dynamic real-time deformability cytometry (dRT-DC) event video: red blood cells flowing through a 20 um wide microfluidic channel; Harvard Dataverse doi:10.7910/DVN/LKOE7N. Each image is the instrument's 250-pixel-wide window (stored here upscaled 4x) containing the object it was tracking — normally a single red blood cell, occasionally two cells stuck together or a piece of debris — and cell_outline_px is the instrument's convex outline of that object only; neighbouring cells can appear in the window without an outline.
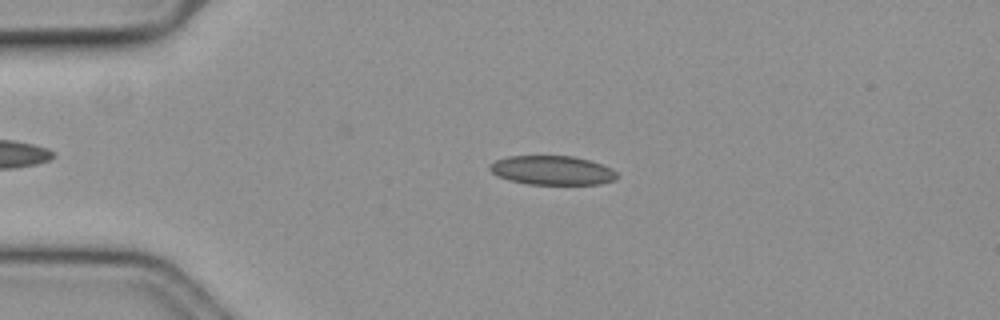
{"species": "common noctule bat (a hibernating species)", "species_latin": "Nyctalus noctula", "temperature_condition": "cold", "stored_images_in_passage": 51, "camera_frame_rate_fps": 3000, "um_per_image_px": 0.085, "animal": {"sex": "female", "body_mass_g": 19.3, "forearm_length_mm": 54.1}, "frame": {"image": 1, "passage_image": 13, "time_ms": 4.0, "image_size_px": [1000, 320], "cell_outline_px": [[620, 176], [616, 180], [600, 184], [528, 184], [508, 180], [492, 172], [488, 168], [496, 160], [508, 156], [572, 156], [588, 160], [612, 168]], "centroid_in_image_um": [46.98, 14.48], "position_along_channel_um": 38.0, "area_um2": 21.5}}
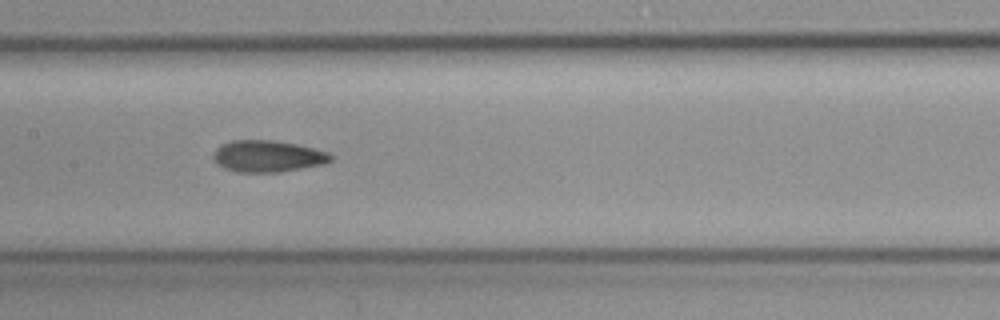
{"frame": {"image": 2, "passage_image": 28, "time_ms": 9.0, "image_size_px": [1000, 320], "cell_outline_px": [[332, 160], [324, 164], [280, 172], [236, 172], [224, 168], [216, 164], [212, 160], [212, 156], [216, 148], [220, 144], [232, 140], [272, 140], [296, 144], [328, 152], [332, 156]], "centroid_in_image_um": [22.7, 13.28], "position_along_channel_um": 184.7, "area_um2": 21.79}}
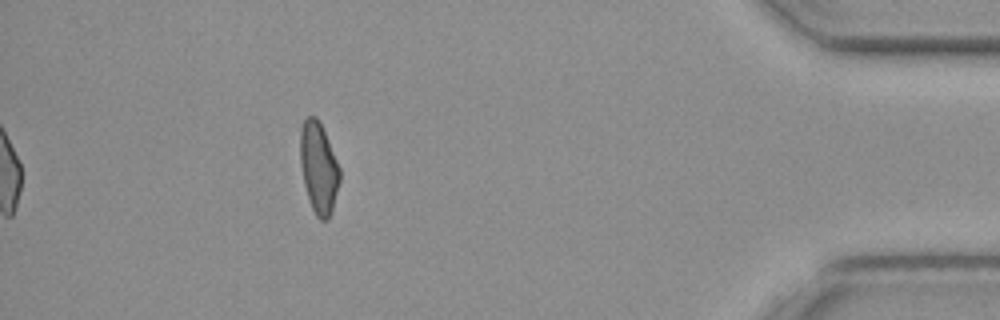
{"frame": {"image": 3, "passage_image": 51, "time_ms": 16.667, "image_size_px": [1000, 320], "cell_outline_px": [[340, 180], [332, 212], [328, 220], [320, 220], [316, 216], [312, 208], [304, 184], [300, 164], [300, 128], [304, 120], [308, 116], [316, 116], [324, 132], [340, 168]], "centroid_in_image_um": [27.08, 14.29], "position_along_channel_um": 408.1, "area_um2": 20.87}, "authors_computed_cell_mechanics": {"area_um2": 21.386, "velocity_mm_per_s": 3.6381, "shape_relaxation_time_tau1_ms": 9.2012, "shape_relaxation_time_tau2_ms": 2.7356, "deformation_change_tau1": 0.1715, "deformation_change_tau2": 0.0956}}